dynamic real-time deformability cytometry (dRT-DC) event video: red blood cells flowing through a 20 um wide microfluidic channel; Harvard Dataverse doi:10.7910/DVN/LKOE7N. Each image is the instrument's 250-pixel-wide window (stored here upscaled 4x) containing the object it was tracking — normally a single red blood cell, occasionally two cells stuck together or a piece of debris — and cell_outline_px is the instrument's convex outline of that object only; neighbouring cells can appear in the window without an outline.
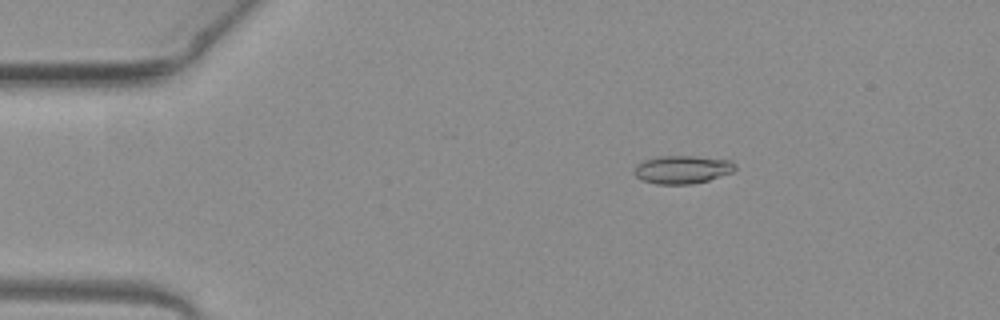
{"species": "common noctule bat (a hibernating species)", "species_latin": "Nyctalus noctula", "temperature_condition": "warm", "stored_images_in_passage": 52, "camera_frame_rate_fps": 3000, "um_per_image_px": 0.085, "animal": {"sex": "female", "body_mass_g": 19.3, "forearm_length_mm": 54.1}, "frame": {"image": 1, "passage_image": 9, "time_ms": 2.667, "image_size_px": [1000, 320], "cell_outline_px": [[736, 168], [732, 172], [708, 180], [692, 184], [656, 184], [640, 180], [632, 172], [636, 164], [644, 160], [660, 156], [692, 156], [732, 160], [736, 164]], "centroid_in_image_um": [57.97, 14.41], "position_along_channel_um": 27.0, "area_um2": 16.65}}
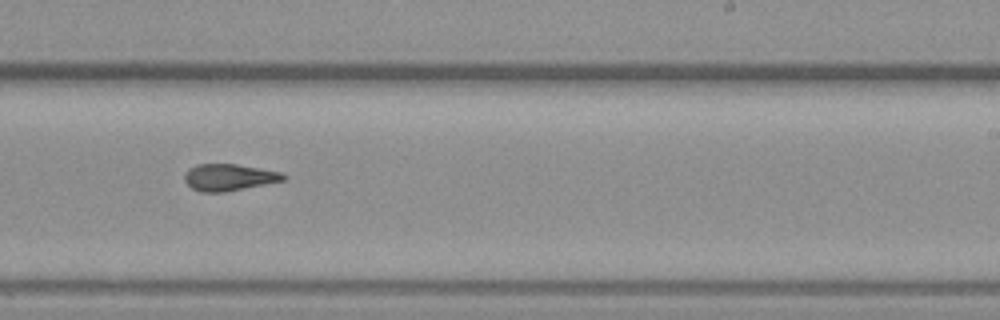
{"frame": {"image": 2, "passage_image": 32, "time_ms": 10.333, "image_size_px": [1000, 320], "cell_outline_px": [[288, 176], [284, 180], [224, 192], [200, 192], [192, 188], [184, 180], [184, 176], [188, 168], [196, 164], [236, 164], [280, 172]], "centroid_in_image_um": [19.42, 15.07], "position_along_channel_um": 269.6, "area_um2": 15.26}}
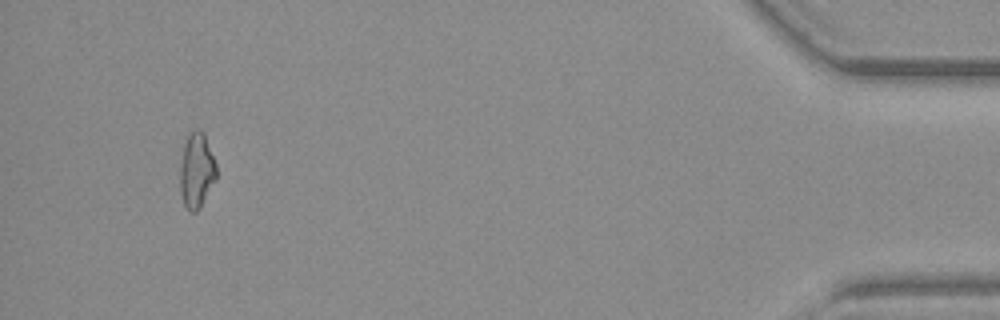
{"frame": {"image": 3, "passage_image": 49, "time_ms": 16.0, "image_size_px": [1000, 320], "cell_outline_px": [[216, 180], [200, 208], [196, 212], [188, 212], [184, 204], [180, 192], [180, 168], [184, 144], [188, 136], [196, 128], [200, 128], [204, 132], [216, 164]], "centroid_in_image_um": [16.71, 14.51], "position_along_channel_um": 418.5, "area_um2": 16.01}, "authors_computed_cell_mechanics": {"area_um2": 16.0106, "velocity_mm_per_s": 4.0014, "shape_relaxation_time_tau1_ms": 9.9141, "shape_relaxation_time_tau2_ms": 3.1963, "deformation_change_tau1": 0.2319, "deformation_change_tau2": 0.1033}}